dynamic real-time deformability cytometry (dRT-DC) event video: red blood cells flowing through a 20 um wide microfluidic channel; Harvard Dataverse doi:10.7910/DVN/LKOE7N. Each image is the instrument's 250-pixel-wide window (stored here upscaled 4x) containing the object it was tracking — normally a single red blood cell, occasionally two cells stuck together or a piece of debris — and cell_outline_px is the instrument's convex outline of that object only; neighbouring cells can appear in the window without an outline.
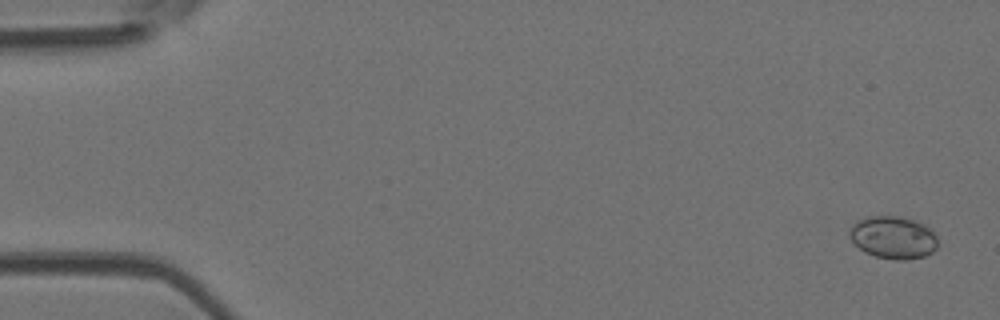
{"species": "Egyptian fruit bat (a non-hibernating species)", "species_latin": "Rousettus aegyptiacus", "temperature_condition": "room temperature", "stored_images_in_passage": 51, "camera_frame_rate_fps": 3000, "um_per_image_px": 0.085, "animal": {"sex": "female"}, "frame": {"image": 1, "passage_image": 1, "time_ms": 0.0, "image_size_px": [1000, 320], "cell_outline_px": [[936, 248], [932, 252], [924, 256], [904, 260], [896, 260], [876, 256], [864, 252], [852, 240], [848, 232], [860, 220], [868, 216], [900, 216], [924, 224], [936, 236]], "centroid_in_image_um": [75.93, 20.19], "position_along_channel_um": 9.1, "area_um2": 21.44}}
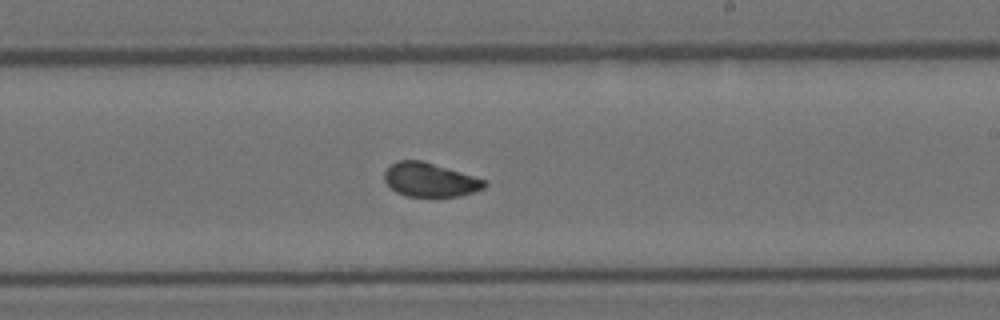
{"frame": {"image": 2, "passage_image": 30, "time_ms": 9.667, "image_size_px": [1000, 320], "cell_outline_px": [[488, 184], [484, 188], [460, 196], [408, 196], [396, 192], [384, 180], [384, 172], [396, 160], [420, 160], [460, 172], [484, 180]], "centroid_in_image_um": [36.52, 15.28], "position_along_channel_um": 252.5, "area_um2": 19.36}}
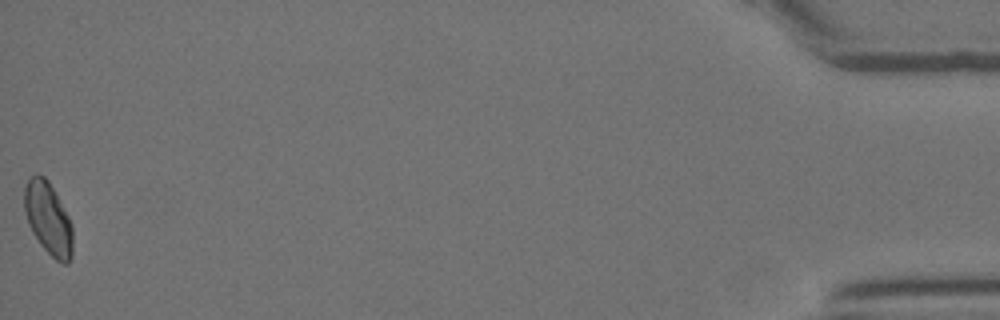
{"frame": {"image": 3, "passage_image": 51, "time_ms": 16.667, "image_size_px": [1000, 320], "cell_outline_px": [[72, 256], [68, 264], [64, 264], [56, 260], [40, 244], [32, 232], [28, 224], [24, 212], [24, 184], [36, 172], [44, 176], [48, 180], [68, 216], [72, 224]], "centroid_in_image_um": [4.08, 18.56], "position_along_channel_um": 431.1, "area_um2": 20.46}, "authors_computed_cell_mechanics": {"area_um2": 20.23, "velocity_mm_per_s": 3.9495, "shape_relaxation_time_tau1_ms": null, "shape_relaxation_time_tau2_ms": 2.0271, "deformation_change_tau1": null, "deformation_change_tau2": 0.0463}}